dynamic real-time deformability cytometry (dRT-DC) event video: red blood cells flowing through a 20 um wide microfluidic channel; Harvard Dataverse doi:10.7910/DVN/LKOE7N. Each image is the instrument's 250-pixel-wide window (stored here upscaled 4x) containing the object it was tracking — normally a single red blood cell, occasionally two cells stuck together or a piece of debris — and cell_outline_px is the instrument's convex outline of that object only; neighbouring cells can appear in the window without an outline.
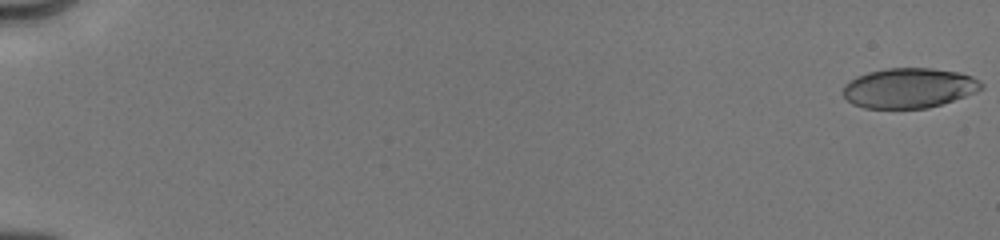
{"species": "human", "species_latin": "Homo sapiens", "temperature_condition": "cold", "stored_images_in_passage": 27, "camera_frame_rate_fps": 3000, "um_per_image_px": 0.085, "donor": {"sex": "male"}, "frame": {"image": 1, "passage_image": 1, "time_ms": 0.0, "image_size_px": [1000, 240], "cell_outline_px": [[984, 88], [976, 92], [928, 108], [864, 108], [852, 104], [844, 96], [844, 84], [856, 76], [868, 72], [888, 68], [932, 68], [960, 72], [972, 76], [980, 80], [984, 84]], "centroid_in_image_um": [77.28, 7.47], "position_along_channel_um": 7.7, "area_um2": 32.25}}
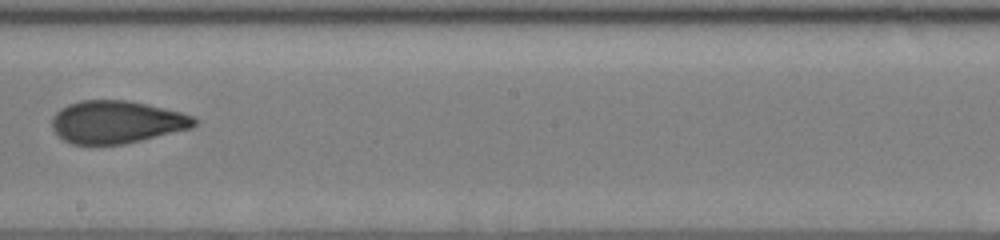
{"frame": {"image": 2, "passage_image": 15, "time_ms": 10.667, "image_size_px": [1000, 240], "cell_outline_px": [[196, 124], [192, 128], [124, 144], [72, 144], [64, 140], [52, 128], [52, 116], [60, 108], [68, 104], [80, 100], [128, 100], [180, 112], [192, 116], [196, 120]], "centroid_in_image_um": [9.88, 10.36], "position_along_channel_um": 238.3, "area_um2": 35.14}}
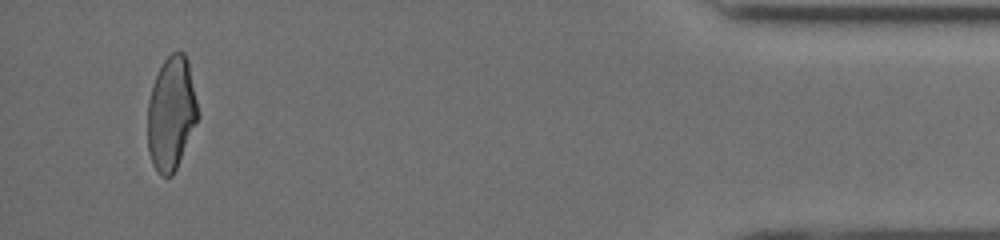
{"frame": {"image": 3, "passage_image": 26, "time_ms": 16.667, "image_size_px": [1000, 240], "cell_outline_px": [[200, 116], [176, 168], [172, 176], [160, 176], [156, 172], [152, 164], [148, 152], [148, 100], [152, 84], [164, 60], [172, 52], [184, 52], [188, 60], [200, 112]], "centroid_in_image_um": [14.57, 9.65], "position_along_channel_um": 420.6, "area_um2": 33.58}, "authors_computed_cell_mechanics": {"area_um2": 35.0846, "velocity_mm_per_s": 4.0455, "shape_relaxation_time_tau1_ms": 4.6988, "shape_relaxation_time_tau2_ms": 0.9166, "deformation_change_tau1": 0.1552, "deformation_change_tau2": 0.0569}}